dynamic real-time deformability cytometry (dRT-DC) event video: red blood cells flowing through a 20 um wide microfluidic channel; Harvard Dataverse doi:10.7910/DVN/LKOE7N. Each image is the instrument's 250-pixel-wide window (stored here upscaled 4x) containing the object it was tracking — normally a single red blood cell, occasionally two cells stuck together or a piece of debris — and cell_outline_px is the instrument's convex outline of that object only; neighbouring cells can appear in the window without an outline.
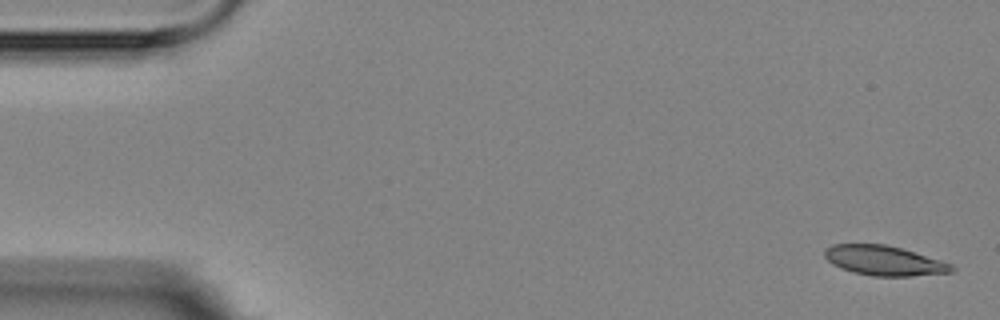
{"species": "Egyptian fruit bat (a non-hibernating species)", "species_latin": "Rousettus aegyptiacus", "temperature_condition": "room temperature", "stored_images_in_passage": 8, "camera_frame_rate_fps": 3000, "um_per_image_px": 0.085, "animal": {"sex": "female"}, "frame": {"image": 1, "passage_image": 1, "time_ms": 0.0, "image_size_px": [1000, 320], "cell_outline_px": [[956, 268], [952, 272], [912, 276], [872, 276], [840, 268], [832, 264], [824, 256], [824, 252], [832, 244], [884, 244], [900, 248], [940, 260], [952, 264]], "centroid_in_image_um": [75.15, 22.15], "position_along_channel_um": 9.8, "area_um2": 21.79}}
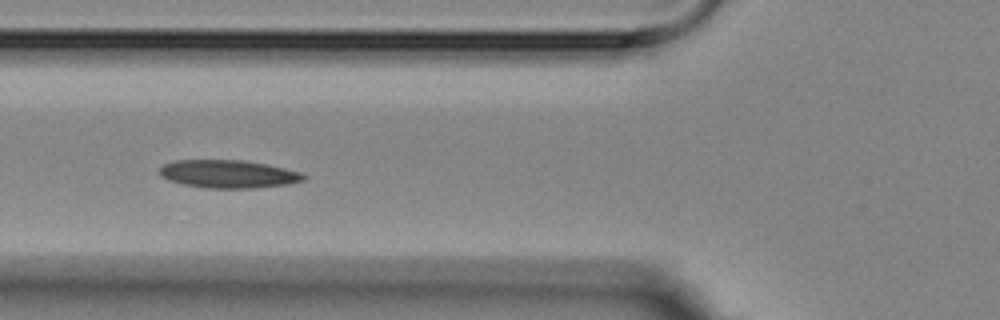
{"frame": {"image": 2, "passage_image": 6, "time_ms": 6.333, "image_size_px": [1000, 320], "cell_outline_px": [[308, 176], [304, 180], [288, 184], [252, 188], [204, 188], [184, 184], [168, 180], [160, 176], [160, 168], [164, 164], [172, 160], [244, 160], [268, 164], [300, 172]], "centroid_in_image_um": [19.4, 14.78], "position_along_channel_um": 106.4, "area_um2": 23.58}}
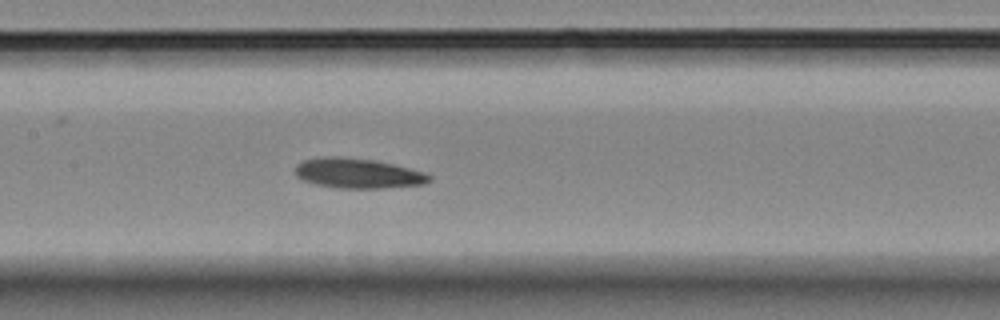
{"frame": {"image": 3, "passage_image": 8, "time_ms": 8.333, "image_size_px": [1000, 320], "cell_outline_px": [[432, 180], [424, 184], [384, 188], [340, 188], [316, 184], [300, 180], [296, 176], [296, 164], [304, 160], [320, 156], [340, 156], [372, 160], [392, 164], [424, 172], [432, 176]], "centroid_in_image_um": [30.39, 14.73], "position_along_channel_um": 177.0, "area_um2": 23.47}}